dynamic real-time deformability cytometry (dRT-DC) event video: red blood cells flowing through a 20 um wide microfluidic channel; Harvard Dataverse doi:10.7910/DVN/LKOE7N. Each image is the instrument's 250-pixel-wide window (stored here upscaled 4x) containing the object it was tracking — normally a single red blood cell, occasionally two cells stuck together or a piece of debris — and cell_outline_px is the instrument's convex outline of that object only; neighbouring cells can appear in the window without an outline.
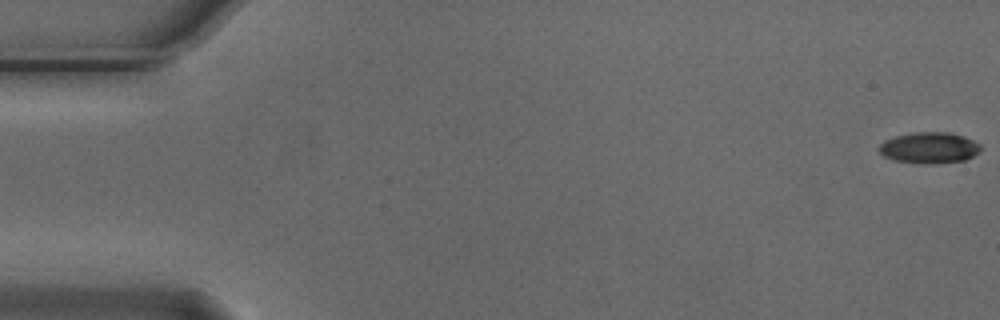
{"species": "Egyptian fruit bat (a non-hibernating species)", "species_latin": "Rousettus aegyptiacus", "temperature_condition": "cold", "stored_images_in_passage": 56, "camera_frame_rate_fps": 3000, "um_per_image_px": 0.085, "animal": {"sex": "male"}, "frame": {"image": 1, "passage_image": 1, "time_ms": 0.0, "image_size_px": [1000, 320], "cell_outline_px": [[980, 152], [964, 160], [928, 164], [924, 164], [896, 160], [884, 156], [880, 152], [880, 144], [884, 140], [896, 136], [912, 132], [948, 132], [964, 136], [980, 144]], "centroid_in_image_um": [79.0, 12.55], "position_along_channel_um": 6.0, "area_um2": 18.26}}
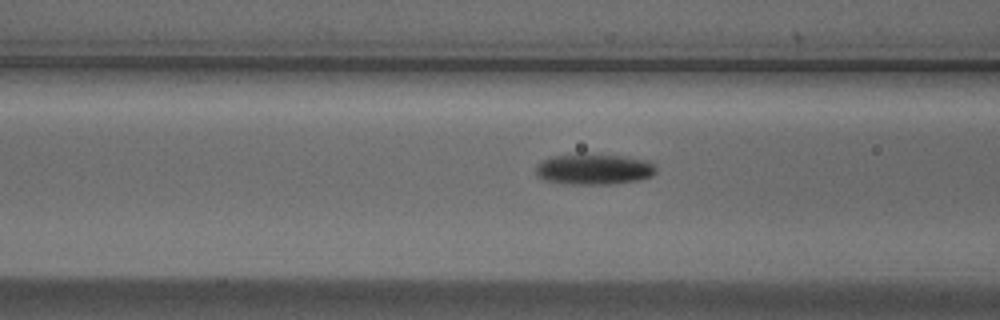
{"frame": {"image": 2, "passage_image": 22, "time_ms": 7.0, "image_size_px": [1000, 320], "cell_outline_px": [[656, 172], [652, 176], [640, 180], [612, 184], [568, 184], [544, 180], [536, 176], [536, 164], [540, 160], [552, 156], [584, 152], [620, 156], [652, 160], [656, 168]], "centroid_in_image_um": [50.48, 14.36], "position_along_channel_um": 116.1, "area_um2": 22.31}}
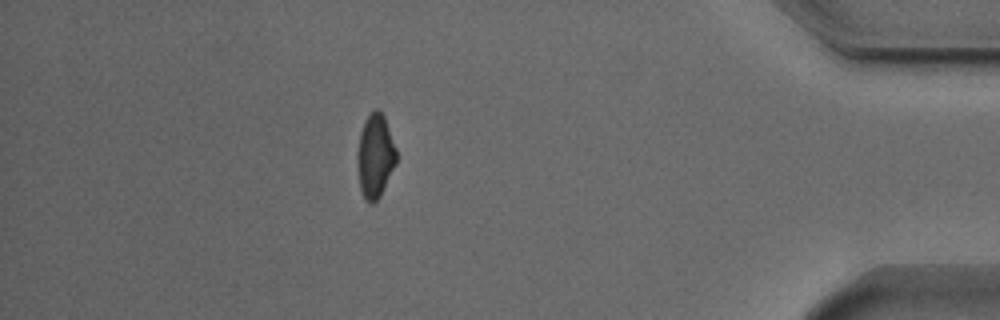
{"frame": {"image": 3, "passage_image": 49, "time_ms": 16.0, "image_size_px": [1000, 320], "cell_outline_px": [[396, 164], [380, 196], [372, 204], [368, 204], [364, 200], [360, 188], [356, 164], [356, 152], [360, 132], [364, 120], [376, 108], [384, 116], [396, 148]], "centroid_in_image_um": [31.86, 13.29], "position_along_channel_um": 403.3, "area_um2": 19.25}, "authors_computed_cell_mechanics": {"area_um2": 19.2474, "velocity_mm_per_s": 3.7209, "shape_relaxation_time_tau1_ms": 2.8045, "shape_relaxation_time_tau2_ms": 11.0009, "deformation_change_tau1": 0.1144, "deformation_change_tau2": 0.1644}}